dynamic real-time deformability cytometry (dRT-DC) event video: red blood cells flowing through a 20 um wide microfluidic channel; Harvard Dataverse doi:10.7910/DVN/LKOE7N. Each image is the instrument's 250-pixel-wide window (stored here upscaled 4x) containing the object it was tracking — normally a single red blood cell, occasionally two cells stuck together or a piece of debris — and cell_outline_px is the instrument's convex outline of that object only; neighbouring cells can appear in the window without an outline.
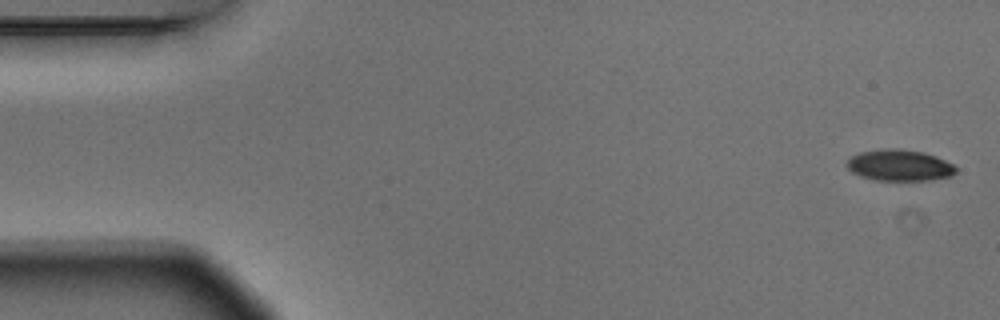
{"species": "Egyptian fruit bat (a non-hibernating species)", "species_latin": "Rousettus aegyptiacus", "temperature_condition": "warm", "stored_images_in_passage": 6, "camera_frame_rate_fps": 3000, "um_per_image_px": 0.085, "animal": {"sex": "male"}, "frame": {"image": 1, "passage_image": 1, "time_ms": 0.0, "image_size_px": [1000, 320], "cell_outline_px": [[956, 172], [952, 176], [932, 180], [872, 180], [860, 176], [852, 172], [844, 164], [852, 156], [860, 152], [884, 148], [900, 148], [924, 152], [936, 156], [952, 164], [956, 168]], "centroid_in_image_um": [76.44, 14.05], "position_along_channel_um": 8.6, "area_um2": 20.06}}